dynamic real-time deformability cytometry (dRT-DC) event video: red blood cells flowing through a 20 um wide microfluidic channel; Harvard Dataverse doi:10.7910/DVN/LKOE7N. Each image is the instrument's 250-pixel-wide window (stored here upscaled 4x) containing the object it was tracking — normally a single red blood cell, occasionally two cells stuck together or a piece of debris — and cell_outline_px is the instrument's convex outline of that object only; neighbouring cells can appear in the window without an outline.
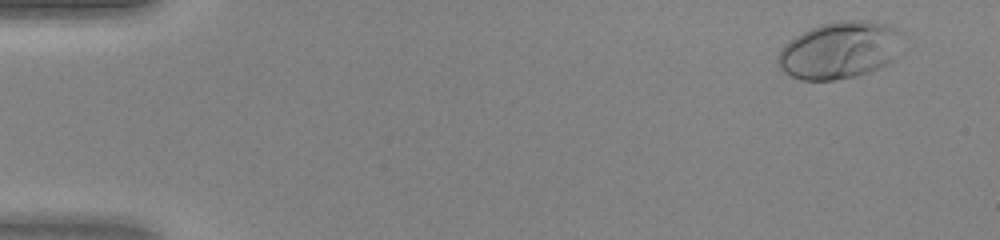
{"species": "human", "species_latin": "Homo sapiens", "temperature_condition": "warm", "stored_images_in_passage": 48, "camera_frame_rate_fps": 3000, "um_per_image_px": 0.085, "donor": {"sex": "female"}, "frame": {"image": 1, "passage_image": 4, "time_ms": 1.0, "image_size_px": [1000, 240], "cell_outline_px": [[904, 32], [892, 60], [888, 64], [880, 68], [856, 76], [832, 80], [800, 80], [784, 72], [780, 68], [776, 60], [780, 48], [784, 44], [796, 36], [812, 28], [824, 24], [840, 20], [868, 20], [888, 24]], "centroid_in_image_um": [71.36, 4.26], "position_along_channel_um": 13.6, "area_um2": 41.44}}
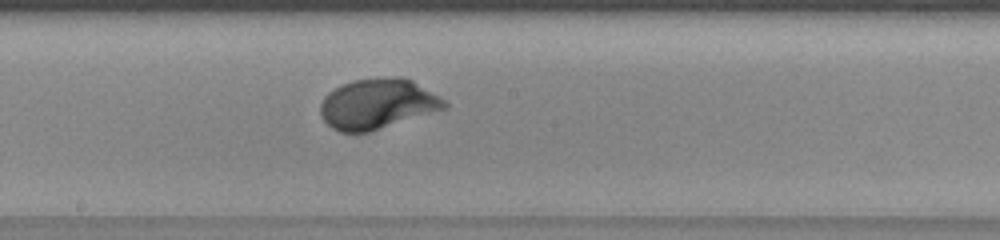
{"frame": {"image": 2, "passage_image": 27, "time_ms": 8.667, "image_size_px": [1000, 240], "cell_outline_px": [[448, 108], [368, 132], [340, 132], [332, 128], [320, 116], [320, 104], [324, 96], [328, 92], [340, 84], [352, 80], [380, 76], [396, 76], [412, 80], [440, 96], [448, 104]], "centroid_in_image_um": [32.07, 8.81], "position_along_channel_um": 216.1, "area_um2": 36.65}}
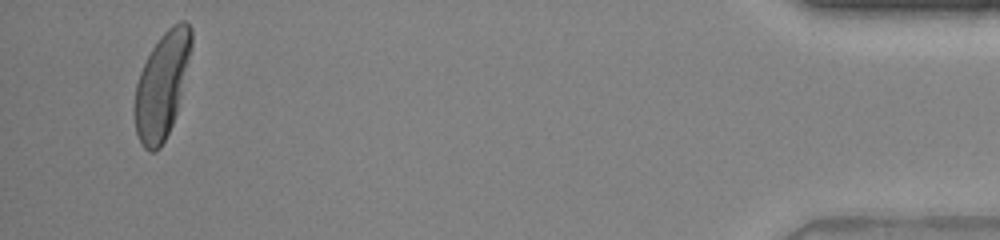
{"frame": {"image": 3, "passage_image": 46, "time_ms": 15.0, "image_size_px": [1000, 240], "cell_outline_px": [[192, 44], [180, 96], [176, 112], [172, 124], [160, 148], [156, 152], [148, 152], [144, 148], [136, 132], [136, 84], [140, 72], [152, 48], [160, 36], [172, 24], [180, 20], [184, 20], [192, 28]], "centroid_in_image_um": [13.78, 7.22], "position_along_channel_um": 421.4, "area_um2": 34.1}}